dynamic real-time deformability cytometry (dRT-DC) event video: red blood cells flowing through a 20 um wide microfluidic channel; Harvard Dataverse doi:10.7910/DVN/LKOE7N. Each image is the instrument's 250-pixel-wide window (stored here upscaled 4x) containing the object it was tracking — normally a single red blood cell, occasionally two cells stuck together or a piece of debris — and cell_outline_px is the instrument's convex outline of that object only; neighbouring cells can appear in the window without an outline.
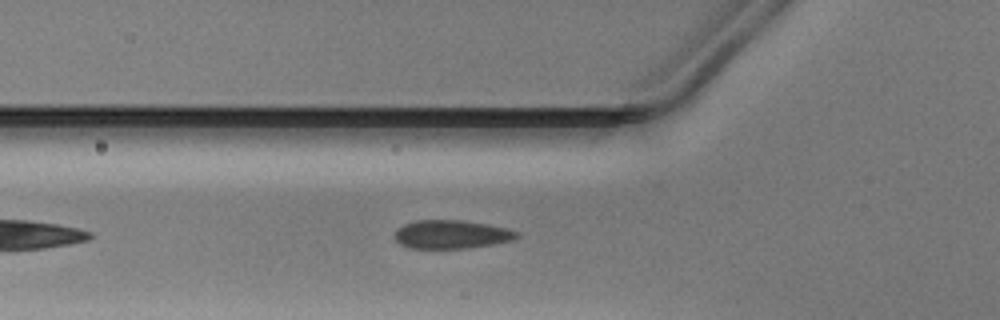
{"species": "Egyptian fruit bat (a non-hibernating species)", "species_latin": "Rousettus aegyptiacus", "temperature_condition": "warm", "stored_images_in_passage": 35, "camera_frame_rate_fps": 3000, "um_per_image_px": 0.085, "animal": {"sex": "male"}, "frame": {"image": 1, "passage_image": 6, "time_ms": 1.667, "image_size_px": [1000, 320], "cell_outline_px": [[520, 236], [512, 240], [492, 244], [468, 248], [408, 248], [400, 244], [396, 240], [396, 228], [404, 224], [416, 220], [460, 220], [488, 224], [508, 228], [520, 232]], "centroid_in_image_um": [38.39, 19.91], "position_along_channel_um": 87.4, "area_um2": 20.35}}
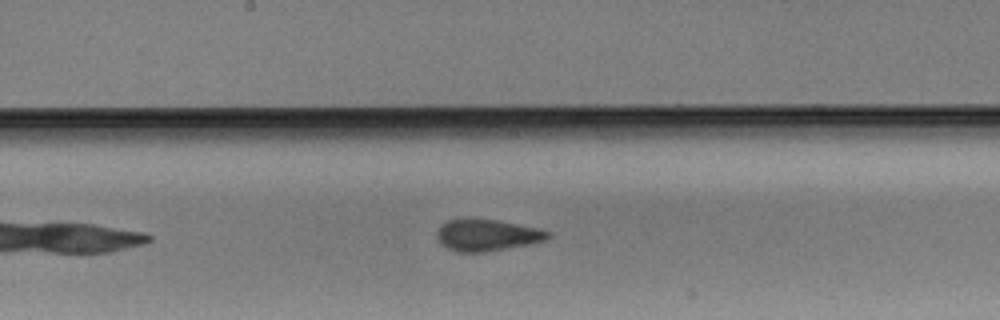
{"frame": {"image": 2, "passage_image": 15, "time_ms": 4.667, "image_size_px": [1000, 320], "cell_outline_px": [[552, 236], [544, 240], [528, 244], [484, 252], [456, 252], [440, 244], [436, 236], [436, 232], [440, 224], [448, 220], [468, 216], [496, 220], [536, 228], [552, 232]], "centroid_in_image_um": [41.32, 19.95], "position_along_channel_um": 206.9, "area_um2": 20.81}}
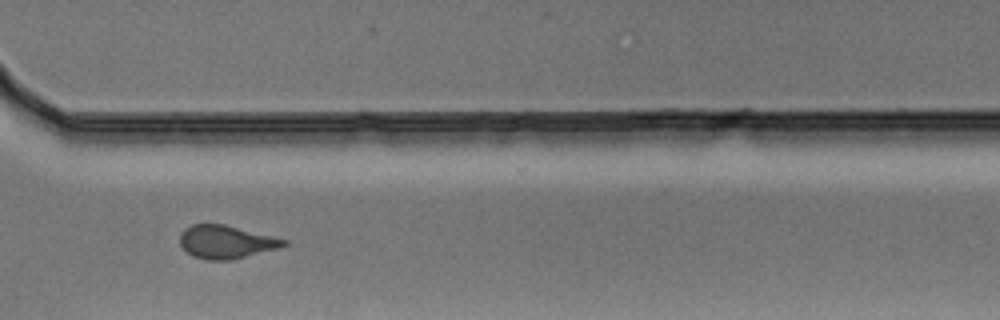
{"frame": {"image": 3, "passage_image": 26, "time_ms": 8.333, "image_size_px": [1000, 320], "cell_outline_px": [[288, 244], [280, 248], [228, 260], [208, 260], [192, 256], [180, 244], [180, 232], [184, 228], [192, 224], [224, 224], [288, 240]], "centroid_in_image_um": [19.21, 20.55], "position_along_channel_um": 351.4, "area_um2": 19.94}}